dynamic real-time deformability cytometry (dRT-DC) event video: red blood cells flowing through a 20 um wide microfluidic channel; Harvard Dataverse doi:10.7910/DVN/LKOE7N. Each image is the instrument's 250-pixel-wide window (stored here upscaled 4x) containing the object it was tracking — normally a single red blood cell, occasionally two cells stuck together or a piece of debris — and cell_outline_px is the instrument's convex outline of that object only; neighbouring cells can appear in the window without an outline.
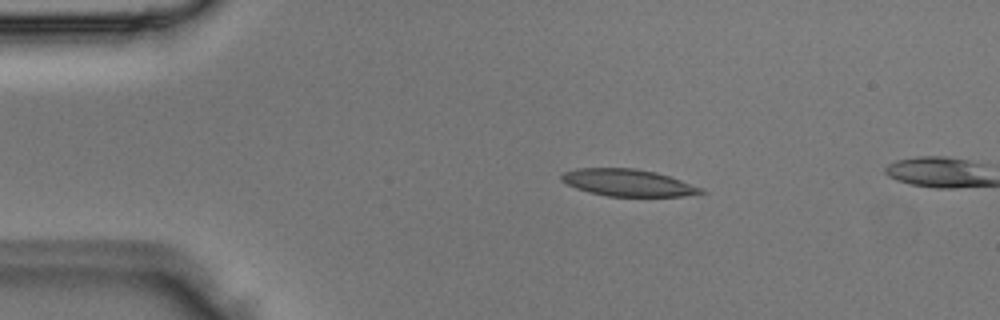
{"species": "Egyptian fruit bat (a non-hibernating species)", "species_latin": "Rousettus aegyptiacus", "temperature_condition": "room temperature", "stored_images_in_passage": 3, "camera_frame_rate_fps": 3000, "um_per_image_px": 0.085, "animal": {"sex": "male"}, "frame": {"image": 1, "passage_image": 2, "time_ms": 0.333, "image_size_px": [1000, 320], "cell_outline_px": [[708, 192], [684, 196], [608, 196], [588, 192], [576, 188], [560, 180], [560, 176], [564, 172], [576, 168], [636, 168], [656, 172], [704, 188]], "centroid_in_image_um": [53.38, 15.53], "position_along_channel_um": 31.6, "area_um2": 21.96}}